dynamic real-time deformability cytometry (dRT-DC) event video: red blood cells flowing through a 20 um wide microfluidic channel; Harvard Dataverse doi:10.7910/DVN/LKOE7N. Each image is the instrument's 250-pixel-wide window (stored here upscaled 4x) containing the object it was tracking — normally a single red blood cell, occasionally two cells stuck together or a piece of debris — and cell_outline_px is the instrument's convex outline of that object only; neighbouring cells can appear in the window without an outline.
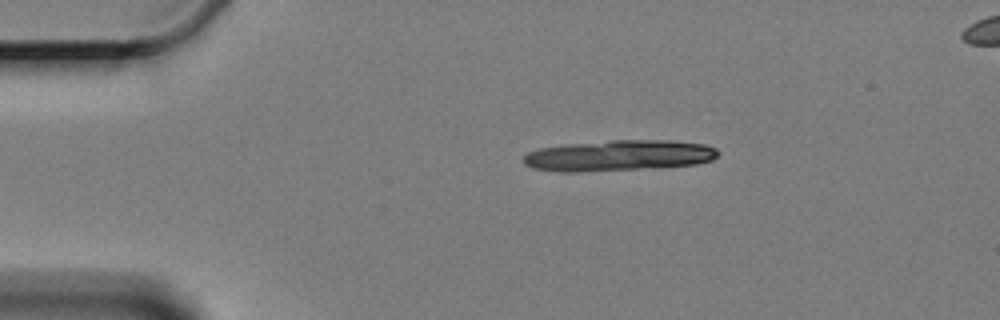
{"species": "Egyptian fruit bat (a non-hibernating species)", "species_latin": "Rousettus aegyptiacus", "temperature_condition": "cold", "stored_images_in_passage": 4, "camera_frame_rate_fps": 3000, "um_per_image_px": 0.085, "animal": {"sex": "female"}, "frame": {"image": 1, "passage_image": 1, "time_ms": 0.0, "image_size_px": [1000, 320], "cell_outline_px": [[720, 152], [712, 160], [696, 164], [576, 172], [560, 172], [532, 168], [524, 164], [524, 156], [528, 152], [540, 148], [564, 144], [608, 140], [668, 140], [704, 144], [716, 148]], "centroid_in_image_um": [52.56, 13.2], "position_along_channel_um": 32.4, "area_um2": 34.74}}